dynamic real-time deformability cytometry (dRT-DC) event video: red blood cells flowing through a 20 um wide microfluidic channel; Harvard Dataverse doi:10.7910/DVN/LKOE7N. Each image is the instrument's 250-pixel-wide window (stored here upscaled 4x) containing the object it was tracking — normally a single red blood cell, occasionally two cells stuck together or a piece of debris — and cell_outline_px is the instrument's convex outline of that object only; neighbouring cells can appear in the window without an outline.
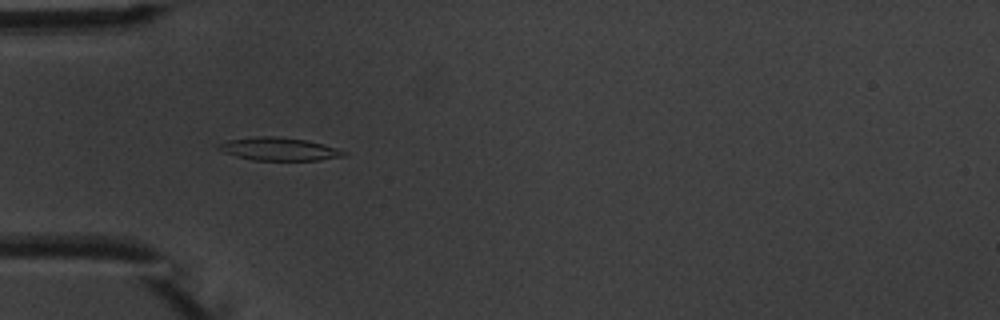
{"species": "common noctule bat (a hibernating species)", "species_latin": "Nyctalus noctula", "temperature_condition": "warm", "stored_images_in_passage": 7, "camera_frame_rate_fps": 3000, "um_per_image_px": 0.085, "animal": {"sex": "male", "body_mass_g": 20.1, "forearm_length_mm": 53.5}, "frame": {"image": 1, "passage_image": 4, "time_ms": 4.333, "image_size_px": [1000, 320], "cell_outline_px": [[348, 152], [344, 156], [320, 160], [252, 160], [236, 156], [224, 152], [216, 148], [216, 144], [228, 140], [256, 136], [276, 136], [308, 140], [324, 144]], "centroid_in_image_um": [23.7, 12.66], "position_along_channel_um": 61.3, "area_um2": 16.88}}
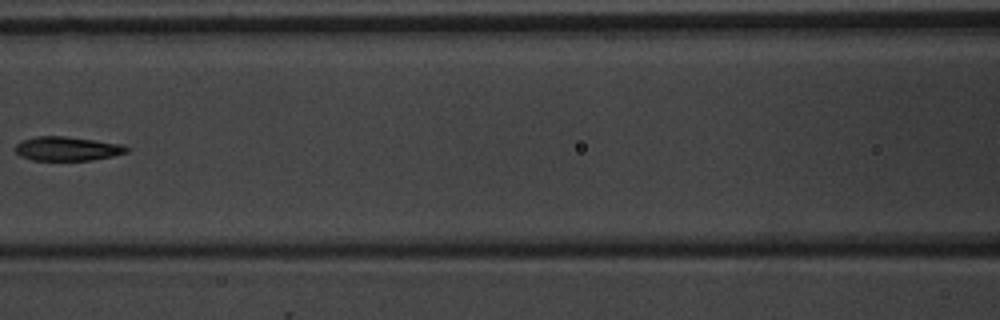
{"frame": {"image": 2, "passage_image": 6, "time_ms": 7.0, "image_size_px": [1000, 320], "cell_outline_px": [[128, 152], [112, 156], [92, 160], [32, 160], [20, 156], [16, 152], [16, 144], [20, 140], [36, 136], [64, 136], [96, 140], [124, 144], [128, 148]], "centroid_in_image_um": [5.71, 12.63], "position_along_channel_um": 160.9, "area_um2": 15.72}}
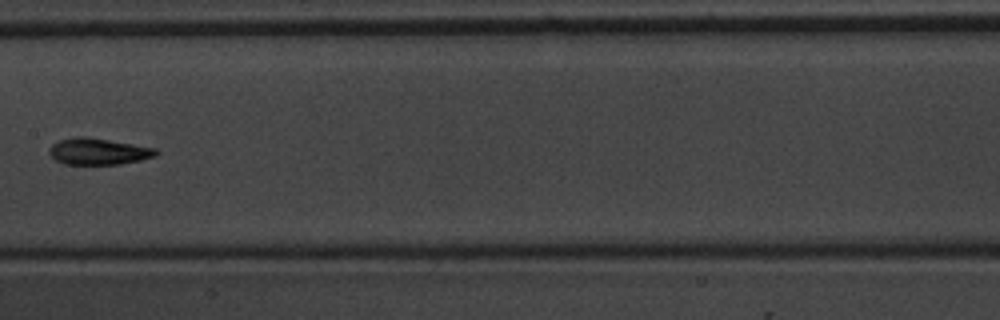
{"frame": {"image": 3, "passage_image": 7, "time_ms": 8.0, "image_size_px": [1000, 320], "cell_outline_px": [[160, 152], [156, 156], [140, 160], [120, 164], [64, 164], [56, 160], [48, 152], [48, 148], [52, 144], [60, 140], [76, 136], [88, 136], [156, 148]], "centroid_in_image_um": [8.37, 12.86], "position_along_channel_um": 199.0, "area_um2": 16.59}}